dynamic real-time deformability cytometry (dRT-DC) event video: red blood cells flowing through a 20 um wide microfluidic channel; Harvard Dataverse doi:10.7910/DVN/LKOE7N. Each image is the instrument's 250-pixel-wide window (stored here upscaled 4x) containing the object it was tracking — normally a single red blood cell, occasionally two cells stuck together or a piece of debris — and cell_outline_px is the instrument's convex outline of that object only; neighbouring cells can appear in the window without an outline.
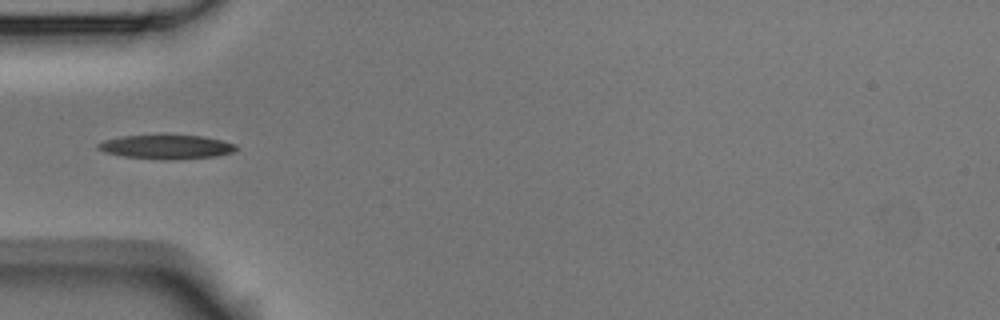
{"species": "Egyptian fruit bat (a non-hibernating species)", "species_latin": "Rousettus aegyptiacus", "temperature_condition": "room temperature", "stored_images_in_passage": 1, "camera_frame_rate_fps": 3000, "um_per_image_px": 0.085, "animal": {"sex": "male"}, "frame": {"image": 1, "passage_image": 1, "time_ms": 0.0, "image_size_px": [1000, 320], "cell_outline_px": [[240, 148], [232, 152], [216, 156], [172, 160], [164, 160], [124, 156], [104, 152], [96, 148], [96, 144], [104, 140], [124, 136], [164, 132], [168, 132], [204, 136], [236, 144]], "centroid_in_image_um": [14.15, 12.44], "position_along_channel_um": 70.9, "area_um2": 20.4}}